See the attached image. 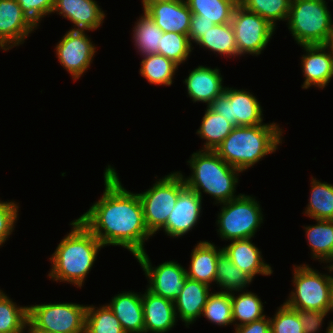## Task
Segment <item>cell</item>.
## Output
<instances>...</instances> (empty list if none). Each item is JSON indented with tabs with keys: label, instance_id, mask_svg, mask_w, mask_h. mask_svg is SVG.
<instances>
[{
	"label": "cell",
	"instance_id": "1",
	"mask_svg": "<svg viewBox=\"0 0 333 333\" xmlns=\"http://www.w3.org/2000/svg\"><path fill=\"white\" fill-rule=\"evenodd\" d=\"M103 174L102 196L77 219L104 247L121 246L136 257L153 236L145 225L141 200L124 188L114 167L108 165Z\"/></svg>",
	"mask_w": 333,
	"mask_h": 333
},
{
	"label": "cell",
	"instance_id": "2",
	"mask_svg": "<svg viewBox=\"0 0 333 333\" xmlns=\"http://www.w3.org/2000/svg\"><path fill=\"white\" fill-rule=\"evenodd\" d=\"M70 225L71 232L63 237L49 258L48 277L81 288L104 245L78 219Z\"/></svg>",
	"mask_w": 333,
	"mask_h": 333
},
{
	"label": "cell",
	"instance_id": "3",
	"mask_svg": "<svg viewBox=\"0 0 333 333\" xmlns=\"http://www.w3.org/2000/svg\"><path fill=\"white\" fill-rule=\"evenodd\" d=\"M279 124L264 123L254 126H235L215 149L230 166L244 172L253 168L265 156L276 152L283 141Z\"/></svg>",
	"mask_w": 333,
	"mask_h": 333
},
{
	"label": "cell",
	"instance_id": "4",
	"mask_svg": "<svg viewBox=\"0 0 333 333\" xmlns=\"http://www.w3.org/2000/svg\"><path fill=\"white\" fill-rule=\"evenodd\" d=\"M191 175L184 176L186 187L198 193L213 197L215 205L228 202L241 195H236L240 170L227 164L215 151L198 150L187 161Z\"/></svg>",
	"mask_w": 333,
	"mask_h": 333
},
{
	"label": "cell",
	"instance_id": "5",
	"mask_svg": "<svg viewBox=\"0 0 333 333\" xmlns=\"http://www.w3.org/2000/svg\"><path fill=\"white\" fill-rule=\"evenodd\" d=\"M326 0H291L288 29L297 45H327L333 19Z\"/></svg>",
	"mask_w": 333,
	"mask_h": 333
},
{
	"label": "cell",
	"instance_id": "6",
	"mask_svg": "<svg viewBox=\"0 0 333 333\" xmlns=\"http://www.w3.org/2000/svg\"><path fill=\"white\" fill-rule=\"evenodd\" d=\"M293 290L285 304L294 310H316L328 312L333 286V265H328L329 274L320 273L308 264L293 265Z\"/></svg>",
	"mask_w": 333,
	"mask_h": 333
},
{
	"label": "cell",
	"instance_id": "7",
	"mask_svg": "<svg viewBox=\"0 0 333 333\" xmlns=\"http://www.w3.org/2000/svg\"><path fill=\"white\" fill-rule=\"evenodd\" d=\"M259 201L252 195L239 197L220 204L216 225L217 234L222 240L254 238L263 223V212Z\"/></svg>",
	"mask_w": 333,
	"mask_h": 333
},
{
	"label": "cell",
	"instance_id": "8",
	"mask_svg": "<svg viewBox=\"0 0 333 333\" xmlns=\"http://www.w3.org/2000/svg\"><path fill=\"white\" fill-rule=\"evenodd\" d=\"M185 188L182 172L175 171L156 180L146 191L138 193L145 225L153 236L166 225L179 194Z\"/></svg>",
	"mask_w": 333,
	"mask_h": 333
},
{
	"label": "cell",
	"instance_id": "9",
	"mask_svg": "<svg viewBox=\"0 0 333 333\" xmlns=\"http://www.w3.org/2000/svg\"><path fill=\"white\" fill-rule=\"evenodd\" d=\"M87 305L77 303H44L28 305V320L52 333H84Z\"/></svg>",
	"mask_w": 333,
	"mask_h": 333
},
{
	"label": "cell",
	"instance_id": "10",
	"mask_svg": "<svg viewBox=\"0 0 333 333\" xmlns=\"http://www.w3.org/2000/svg\"><path fill=\"white\" fill-rule=\"evenodd\" d=\"M231 24L239 57L246 54L258 56L263 53L276 30L263 17L244 9L241 5L235 8Z\"/></svg>",
	"mask_w": 333,
	"mask_h": 333
},
{
	"label": "cell",
	"instance_id": "11",
	"mask_svg": "<svg viewBox=\"0 0 333 333\" xmlns=\"http://www.w3.org/2000/svg\"><path fill=\"white\" fill-rule=\"evenodd\" d=\"M235 126H254L263 123V109L250 90L225 87L224 92L208 106Z\"/></svg>",
	"mask_w": 333,
	"mask_h": 333
},
{
	"label": "cell",
	"instance_id": "12",
	"mask_svg": "<svg viewBox=\"0 0 333 333\" xmlns=\"http://www.w3.org/2000/svg\"><path fill=\"white\" fill-rule=\"evenodd\" d=\"M97 48L86 31L69 30L55 46L60 65L77 81L90 68Z\"/></svg>",
	"mask_w": 333,
	"mask_h": 333
},
{
	"label": "cell",
	"instance_id": "13",
	"mask_svg": "<svg viewBox=\"0 0 333 333\" xmlns=\"http://www.w3.org/2000/svg\"><path fill=\"white\" fill-rule=\"evenodd\" d=\"M147 278V289L153 294L175 301L187 279L186 269L175 260L165 261L158 266L152 262L145 252L135 257Z\"/></svg>",
	"mask_w": 333,
	"mask_h": 333
},
{
	"label": "cell",
	"instance_id": "14",
	"mask_svg": "<svg viewBox=\"0 0 333 333\" xmlns=\"http://www.w3.org/2000/svg\"><path fill=\"white\" fill-rule=\"evenodd\" d=\"M36 29L16 0H0V49L8 51L24 44Z\"/></svg>",
	"mask_w": 333,
	"mask_h": 333
},
{
	"label": "cell",
	"instance_id": "15",
	"mask_svg": "<svg viewBox=\"0 0 333 333\" xmlns=\"http://www.w3.org/2000/svg\"><path fill=\"white\" fill-rule=\"evenodd\" d=\"M304 82L302 89H324L333 78V53L327 45H301Z\"/></svg>",
	"mask_w": 333,
	"mask_h": 333
},
{
	"label": "cell",
	"instance_id": "16",
	"mask_svg": "<svg viewBox=\"0 0 333 333\" xmlns=\"http://www.w3.org/2000/svg\"><path fill=\"white\" fill-rule=\"evenodd\" d=\"M202 199L198 193L186 187L179 194L175 208L161 229L165 235L178 239L195 228L202 215Z\"/></svg>",
	"mask_w": 333,
	"mask_h": 333
},
{
	"label": "cell",
	"instance_id": "17",
	"mask_svg": "<svg viewBox=\"0 0 333 333\" xmlns=\"http://www.w3.org/2000/svg\"><path fill=\"white\" fill-rule=\"evenodd\" d=\"M55 12L74 24L71 30L89 32L99 29L106 17L95 0H54Z\"/></svg>",
	"mask_w": 333,
	"mask_h": 333
},
{
	"label": "cell",
	"instance_id": "18",
	"mask_svg": "<svg viewBox=\"0 0 333 333\" xmlns=\"http://www.w3.org/2000/svg\"><path fill=\"white\" fill-rule=\"evenodd\" d=\"M142 9L163 32H176L188 36L192 12L185 0L142 4Z\"/></svg>",
	"mask_w": 333,
	"mask_h": 333
},
{
	"label": "cell",
	"instance_id": "19",
	"mask_svg": "<svg viewBox=\"0 0 333 333\" xmlns=\"http://www.w3.org/2000/svg\"><path fill=\"white\" fill-rule=\"evenodd\" d=\"M189 72L183 83L193 103L202 102L209 106L224 92V81L219 68L199 65Z\"/></svg>",
	"mask_w": 333,
	"mask_h": 333
},
{
	"label": "cell",
	"instance_id": "20",
	"mask_svg": "<svg viewBox=\"0 0 333 333\" xmlns=\"http://www.w3.org/2000/svg\"><path fill=\"white\" fill-rule=\"evenodd\" d=\"M144 333H168L178 322L174 302L153 294H142Z\"/></svg>",
	"mask_w": 333,
	"mask_h": 333
},
{
	"label": "cell",
	"instance_id": "21",
	"mask_svg": "<svg viewBox=\"0 0 333 333\" xmlns=\"http://www.w3.org/2000/svg\"><path fill=\"white\" fill-rule=\"evenodd\" d=\"M222 250L252 280L256 275L270 276L273 273L272 267L263 260L260 249L252 243V238L231 240Z\"/></svg>",
	"mask_w": 333,
	"mask_h": 333
},
{
	"label": "cell",
	"instance_id": "22",
	"mask_svg": "<svg viewBox=\"0 0 333 333\" xmlns=\"http://www.w3.org/2000/svg\"><path fill=\"white\" fill-rule=\"evenodd\" d=\"M211 287L187 278L179 296L174 301L177 318L183 321L186 327L194 324L201 317Z\"/></svg>",
	"mask_w": 333,
	"mask_h": 333
},
{
	"label": "cell",
	"instance_id": "23",
	"mask_svg": "<svg viewBox=\"0 0 333 333\" xmlns=\"http://www.w3.org/2000/svg\"><path fill=\"white\" fill-rule=\"evenodd\" d=\"M107 305L121 323L125 333H144L141 292L122 291L112 297Z\"/></svg>",
	"mask_w": 333,
	"mask_h": 333
},
{
	"label": "cell",
	"instance_id": "24",
	"mask_svg": "<svg viewBox=\"0 0 333 333\" xmlns=\"http://www.w3.org/2000/svg\"><path fill=\"white\" fill-rule=\"evenodd\" d=\"M222 251L210 241L198 242L192 249L187 278L211 287L212 282L216 283L217 258Z\"/></svg>",
	"mask_w": 333,
	"mask_h": 333
},
{
	"label": "cell",
	"instance_id": "25",
	"mask_svg": "<svg viewBox=\"0 0 333 333\" xmlns=\"http://www.w3.org/2000/svg\"><path fill=\"white\" fill-rule=\"evenodd\" d=\"M315 221L316 224L304 226L311 256L321 263L333 265V220Z\"/></svg>",
	"mask_w": 333,
	"mask_h": 333
},
{
	"label": "cell",
	"instance_id": "26",
	"mask_svg": "<svg viewBox=\"0 0 333 333\" xmlns=\"http://www.w3.org/2000/svg\"><path fill=\"white\" fill-rule=\"evenodd\" d=\"M201 48L208 49L216 55L238 57L235 33L231 23L215 24L196 42Z\"/></svg>",
	"mask_w": 333,
	"mask_h": 333
},
{
	"label": "cell",
	"instance_id": "27",
	"mask_svg": "<svg viewBox=\"0 0 333 333\" xmlns=\"http://www.w3.org/2000/svg\"><path fill=\"white\" fill-rule=\"evenodd\" d=\"M201 121V125L195 134L206 141L199 150L215 151L234 128L226 118L213 112L208 106Z\"/></svg>",
	"mask_w": 333,
	"mask_h": 333
},
{
	"label": "cell",
	"instance_id": "28",
	"mask_svg": "<svg viewBox=\"0 0 333 333\" xmlns=\"http://www.w3.org/2000/svg\"><path fill=\"white\" fill-rule=\"evenodd\" d=\"M305 215L311 219L333 220V184L312 177Z\"/></svg>",
	"mask_w": 333,
	"mask_h": 333
},
{
	"label": "cell",
	"instance_id": "29",
	"mask_svg": "<svg viewBox=\"0 0 333 333\" xmlns=\"http://www.w3.org/2000/svg\"><path fill=\"white\" fill-rule=\"evenodd\" d=\"M139 74L150 84L171 86L179 66L161 54L144 55Z\"/></svg>",
	"mask_w": 333,
	"mask_h": 333
},
{
	"label": "cell",
	"instance_id": "30",
	"mask_svg": "<svg viewBox=\"0 0 333 333\" xmlns=\"http://www.w3.org/2000/svg\"><path fill=\"white\" fill-rule=\"evenodd\" d=\"M134 25L132 38L134 47L138 50L137 53L141 56L158 54V48L164 32L144 11Z\"/></svg>",
	"mask_w": 333,
	"mask_h": 333
},
{
	"label": "cell",
	"instance_id": "31",
	"mask_svg": "<svg viewBox=\"0 0 333 333\" xmlns=\"http://www.w3.org/2000/svg\"><path fill=\"white\" fill-rule=\"evenodd\" d=\"M232 317L234 326L238 327L244 324L257 321L266 316L261 298L252 291H240L238 295L231 293Z\"/></svg>",
	"mask_w": 333,
	"mask_h": 333
},
{
	"label": "cell",
	"instance_id": "32",
	"mask_svg": "<svg viewBox=\"0 0 333 333\" xmlns=\"http://www.w3.org/2000/svg\"><path fill=\"white\" fill-rule=\"evenodd\" d=\"M252 279L237 268L222 251L217 258L216 284L221 292L234 293L244 291L252 283Z\"/></svg>",
	"mask_w": 333,
	"mask_h": 333
},
{
	"label": "cell",
	"instance_id": "33",
	"mask_svg": "<svg viewBox=\"0 0 333 333\" xmlns=\"http://www.w3.org/2000/svg\"><path fill=\"white\" fill-rule=\"evenodd\" d=\"M192 14L201 15L214 24L231 23L235 8L239 5L236 0H185Z\"/></svg>",
	"mask_w": 333,
	"mask_h": 333
},
{
	"label": "cell",
	"instance_id": "34",
	"mask_svg": "<svg viewBox=\"0 0 333 333\" xmlns=\"http://www.w3.org/2000/svg\"><path fill=\"white\" fill-rule=\"evenodd\" d=\"M0 289V333H25L28 306H18Z\"/></svg>",
	"mask_w": 333,
	"mask_h": 333
},
{
	"label": "cell",
	"instance_id": "35",
	"mask_svg": "<svg viewBox=\"0 0 333 333\" xmlns=\"http://www.w3.org/2000/svg\"><path fill=\"white\" fill-rule=\"evenodd\" d=\"M84 333H125L121 323L107 304L87 305Z\"/></svg>",
	"mask_w": 333,
	"mask_h": 333
},
{
	"label": "cell",
	"instance_id": "36",
	"mask_svg": "<svg viewBox=\"0 0 333 333\" xmlns=\"http://www.w3.org/2000/svg\"><path fill=\"white\" fill-rule=\"evenodd\" d=\"M201 316L205 317L209 322L222 327L234 325L231 293L211 292Z\"/></svg>",
	"mask_w": 333,
	"mask_h": 333
},
{
	"label": "cell",
	"instance_id": "37",
	"mask_svg": "<svg viewBox=\"0 0 333 333\" xmlns=\"http://www.w3.org/2000/svg\"><path fill=\"white\" fill-rule=\"evenodd\" d=\"M291 0H240L239 5L256 13L276 28V22L287 21Z\"/></svg>",
	"mask_w": 333,
	"mask_h": 333
},
{
	"label": "cell",
	"instance_id": "38",
	"mask_svg": "<svg viewBox=\"0 0 333 333\" xmlns=\"http://www.w3.org/2000/svg\"><path fill=\"white\" fill-rule=\"evenodd\" d=\"M186 34L164 32L158 48V54L172 60L178 66L189 58L194 46Z\"/></svg>",
	"mask_w": 333,
	"mask_h": 333
},
{
	"label": "cell",
	"instance_id": "39",
	"mask_svg": "<svg viewBox=\"0 0 333 333\" xmlns=\"http://www.w3.org/2000/svg\"><path fill=\"white\" fill-rule=\"evenodd\" d=\"M270 319V333H304L299 319L298 310L288 307L285 303L277 308Z\"/></svg>",
	"mask_w": 333,
	"mask_h": 333
},
{
	"label": "cell",
	"instance_id": "40",
	"mask_svg": "<svg viewBox=\"0 0 333 333\" xmlns=\"http://www.w3.org/2000/svg\"><path fill=\"white\" fill-rule=\"evenodd\" d=\"M19 203L15 201L0 202V246L10 238L14 232L19 212Z\"/></svg>",
	"mask_w": 333,
	"mask_h": 333
},
{
	"label": "cell",
	"instance_id": "41",
	"mask_svg": "<svg viewBox=\"0 0 333 333\" xmlns=\"http://www.w3.org/2000/svg\"><path fill=\"white\" fill-rule=\"evenodd\" d=\"M23 13L38 28L46 15H51L54 0H16Z\"/></svg>",
	"mask_w": 333,
	"mask_h": 333
},
{
	"label": "cell",
	"instance_id": "42",
	"mask_svg": "<svg viewBox=\"0 0 333 333\" xmlns=\"http://www.w3.org/2000/svg\"><path fill=\"white\" fill-rule=\"evenodd\" d=\"M300 322L304 333H319L324 319L329 315L325 311L298 310Z\"/></svg>",
	"mask_w": 333,
	"mask_h": 333
},
{
	"label": "cell",
	"instance_id": "43",
	"mask_svg": "<svg viewBox=\"0 0 333 333\" xmlns=\"http://www.w3.org/2000/svg\"><path fill=\"white\" fill-rule=\"evenodd\" d=\"M214 26V22L208 21L207 19H201V15L192 14L188 33L191 44L196 43L202 35L209 30V28Z\"/></svg>",
	"mask_w": 333,
	"mask_h": 333
},
{
	"label": "cell",
	"instance_id": "44",
	"mask_svg": "<svg viewBox=\"0 0 333 333\" xmlns=\"http://www.w3.org/2000/svg\"><path fill=\"white\" fill-rule=\"evenodd\" d=\"M234 328V333H270V319L265 316L260 320Z\"/></svg>",
	"mask_w": 333,
	"mask_h": 333
},
{
	"label": "cell",
	"instance_id": "45",
	"mask_svg": "<svg viewBox=\"0 0 333 333\" xmlns=\"http://www.w3.org/2000/svg\"><path fill=\"white\" fill-rule=\"evenodd\" d=\"M25 329H27L25 332L27 333H52L50 331L38 328L34 326L29 320H27Z\"/></svg>",
	"mask_w": 333,
	"mask_h": 333
},
{
	"label": "cell",
	"instance_id": "46",
	"mask_svg": "<svg viewBox=\"0 0 333 333\" xmlns=\"http://www.w3.org/2000/svg\"><path fill=\"white\" fill-rule=\"evenodd\" d=\"M173 1H179V0H141L142 4H154V3H160V2H173Z\"/></svg>",
	"mask_w": 333,
	"mask_h": 333
},
{
	"label": "cell",
	"instance_id": "47",
	"mask_svg": "<svg viewBox=\"0 0 333 333\" xmlns=\"http://www.w3.org/2000/svg\"><path fill=\"white\" fill-rule=\"evenodd\" d=\"M333 313V286H332V291H331V299H330V306L328 313ZM329 323L333 324V320H331Z\"/></svg>",
	"mask_w": 333,
	"mask_h": 333
},
{
	"label": "cell",
	"instance_id": "48",
	"mask_svg": "<svg viewBox=\"0 0 333 333\" xmlns=\"http://www.w3.org/2000/svg\"><path fill=\"white\" fill-rule=\"evenodd\" d=\"M327 46L331 49L332 53H333V28H332V31H331V36H330V39L327 43Z\"/></svg>",
	"mask_w": 333,
	"mask_h": 333
},
{
	"label": "cell",
	"instance_id": "49",
	"mask_svg": "<svg viewBox=\"0 0 333 333\" xmlns=\"http://www.w3.org/2000/svg\"><path fill=\"white\" fill-rule=\"evenodd\" d=\"M325 333H333V324L328 323Z\"/></svg>",
	"mask_w": 333,
	"mask_h": 333
}]
</instances>
